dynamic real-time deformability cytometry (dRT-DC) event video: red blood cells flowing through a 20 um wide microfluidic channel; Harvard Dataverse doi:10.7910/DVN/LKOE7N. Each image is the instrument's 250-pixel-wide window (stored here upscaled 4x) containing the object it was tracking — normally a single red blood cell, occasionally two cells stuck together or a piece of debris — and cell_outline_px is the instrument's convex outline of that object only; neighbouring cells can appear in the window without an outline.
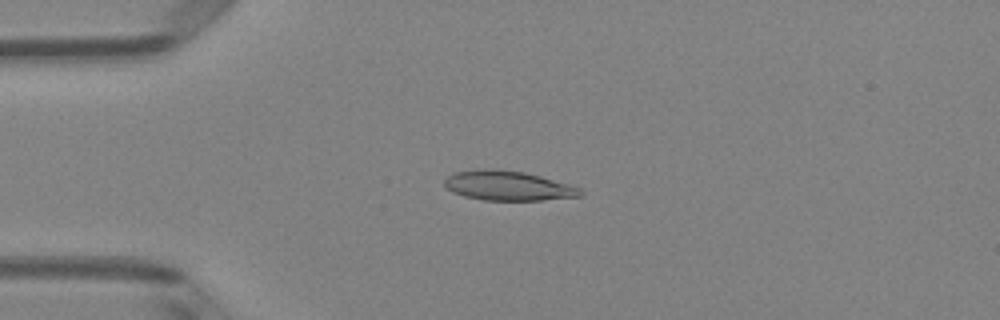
{"species": "Egyptian fruit bat (a non-hibernating species)", "species_latin": "Rousettus aegyptiacus", "temperature_condition": "room temperature", "stored_images_in_passage": 6, "camera_frame_rate_fps": 3000, "um_per_image_px": 0.085, "animal": {"sex": "female"}, "frame": {"image": 1, "passage_image": 3, "time_ms": 0.667, "image_size_px": [1000, 320], "cell_outline_px": [[584, 196], [544, 200], [484, 200], [464, 196], [452, 192], [444, 184], [444, 180], [452, 172], [484, 168], [492, 168], [524, 172], [540, 176], [580, 188], [584, 192]], "centroid_in_image_um": [43.17, 15.78], "position_along_channel_um": 41.8, "area_um2": 23.52}}
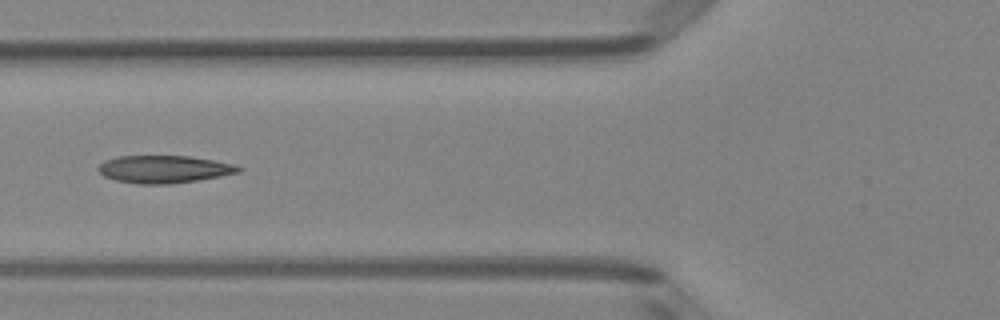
{"frame": {"image": 2, "passage_image": 5, "time_ms": 1.333, "image_size_px": [1000, 320], "cell_outline_px": [[244, 168], [240, 172], [220, 176], [172, 184], [136, 184], [116, 180], [104, 176], [96, 168], [104, 160], [116, 156], [192, 156], [232, 164]], "centroid_in_image_um": [13.91, 14.38], "position_along_channel_um": 111.9, "area_um2": 22.54}}
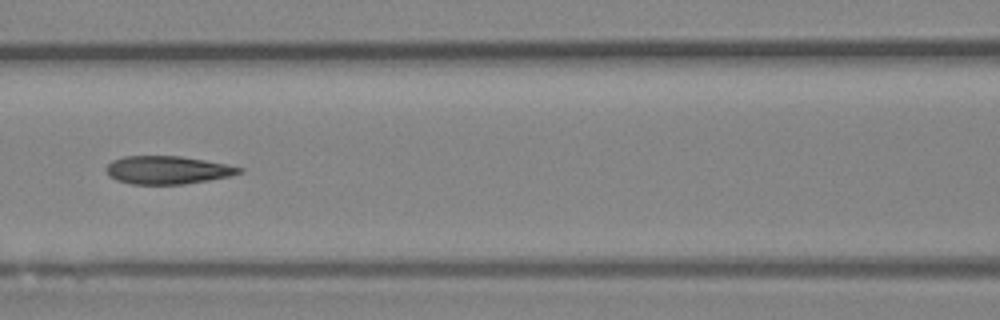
{"frame": {"image": 3, "passage_image": 6, "time_ms": 1.667, "image_size_px": [1000, 320], "cell_outline_px": [[244, 172], [232, 176], [184, 184], [132, 184], [116, 180], [108, 176], [104, 168], [112, 160], [124, 156], [180, 156], [204, 160], [244, 168]], "centroid_in_image_um": [14.22, 14.45], "position_along_channel_um": 152.4, "area_um2": 21.85}}